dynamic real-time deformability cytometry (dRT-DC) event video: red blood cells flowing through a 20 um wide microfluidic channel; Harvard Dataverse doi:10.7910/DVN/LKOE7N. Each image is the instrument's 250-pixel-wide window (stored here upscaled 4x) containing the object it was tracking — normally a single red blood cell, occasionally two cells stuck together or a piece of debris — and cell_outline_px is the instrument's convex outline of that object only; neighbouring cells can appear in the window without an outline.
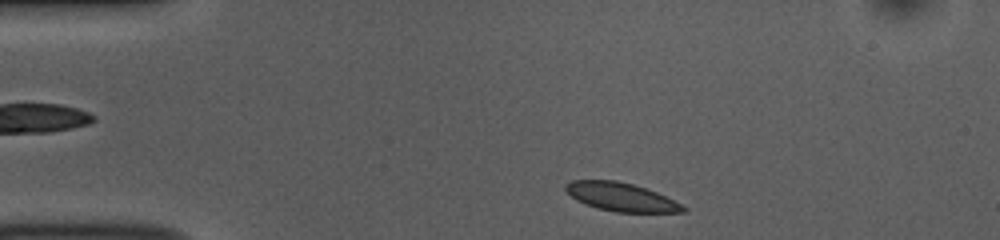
{"species": "common noctule bat (a hibernating species)", "species_latin": "Nyctalus noctula", "temperature_condition": "room temperature", "stored_images_in_passage": 45, "camera_frame_rate_fps": 3000, "um_per_image_px": 0.085, "animal": {"sex": "female", "body_mass_g": 10.0, "forearm_length_mm": 53.1}, "frame": {"image": 1, "passage_image": 2, "time_ms": 0.333, "image_size_px": [1000, 240], "cell_outline_px": [[688, 208], [684, 212], [616, 212], [596, 208], [584, 204], [576, 200], [564, 188], [564, 184], [572, 180], [616, 180], [632, 184], [656, 192]], "centroid_in_image_um": [52.74, 16.74], "position_along_channel_um": 32.3, "area_um2": 19.31}}
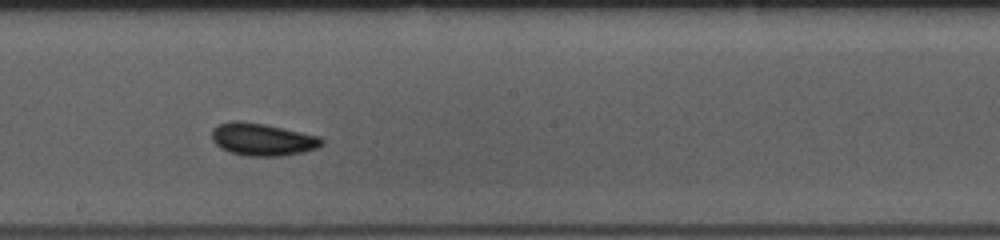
{"frame": {"image": 2, "passage_image": 21, "time_ms": 6.667, "image_size_px": [1000, 240], "cell_outline_px": [[324, 144], [316, 148], [304, 152], [280, 156], [244, 156], [220, 148], [212, 140], [212, 128], [220, 124], [232, 120], [240, 120], [264, 124], [320, 136], [324, 140]], "centroid_in_image_um": [22.31, 11.85], "position_along_channel_um": 225.9, "area_um2": 20.87}}
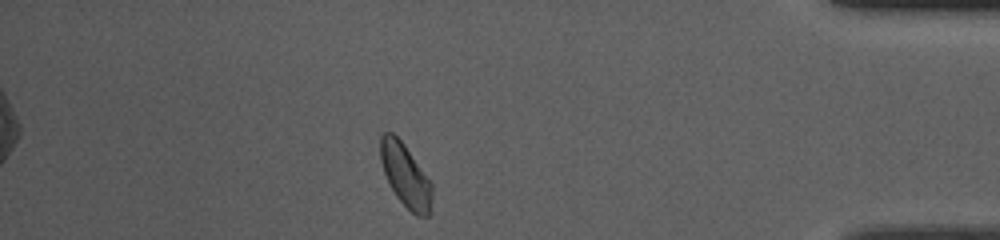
{"frame": {"image": 3, "passage_image": 38, "time_ms": 12.333, "image_size_px": [1000, 240], "cell_outline_px": [[432, 200], [428, 216], [416, 216], [396, 196], [388, 184], [380, 160], [380, 136], [384, 132], [392, 132], [404, 144], [432, 184]], "centroid_in_image_um": [34.44, 14.9], "position_along_channel_um": 400.8, "area_um2": 18.79}, "authors_computed_cell_mechanics": {"area_um2": 19.4208, "velocity_mm_per_s": 3.7711, "shape_relaxation_time_tau1_ms": 4.4656, "shape_relaxation_time_tau2_ms": null, "deformation_change_tau1": 0.0941, "deformation_change_tau2": null}}